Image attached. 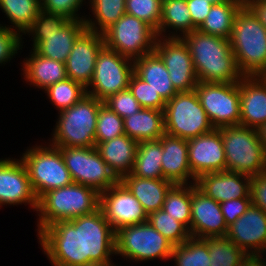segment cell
I'll return each mask as SVG.
<instances>
[{
	"instance_id": "cell-1",
	"label": "cell",
	"mask_w": 266,
	"mask_h": 266,
	"mask_svg": "<svg viewBox=\"0 0 266 266\" xmlns=\"http://www.w3.org/2000/svg\"><path fill=\"white\" fill-rule=\"evenodd\" d=\"M53 266H108L116 254V232L101 208L68 221L55 222L37 235Z\"/></svg>"
},
{
	"instance_id": "cell-2",
	"label": "cell",
	"mask_w": 266,
	"mask_h": 266,
	"mask_svg": "<svg viewBox=\"0 0 266 266\" xmlns=\"http://www.w3.org/2000/svg\"><path fill=\"white\" fill-rule=\"evenodd\" d=\"M180 38L189 49L199 82L236 83L243 77L229 39L198 30Z\"/></svg>"
},
{
	"instance_id": "cell-3",
	"label": "cell",
	"mask_w": 266,
	"mask_h": 266,
	"mask_svg": "<svg viewBox=\"0 0 266 266\" xmlns=\"http://www.w3.org/2000/svg\"><path fill=\"white\" fill-rule=\"evenodd\" d=\"M86 29L84 21L41 10L25 35H32V50L37 54L65 63L75 41Z\"/></svg>"
},
{
	"instance_id": "cell-4",
	"label": "cell",
	"mask_w": 266,
	"mask_h": 266,
	"mask_svg": "<svg viewBox=\"0 0 266 266\" xmlns=\"http://www.w3.org/2000/svg\"><path fill=\"white\" fill-rule=\"evenodd\" d=\"M100 208V193L89 186L72 183L46 192L38 200V233L55 222L68 221Z\"/></svg>"
},
{
	"instance_id": "cell-5",
	"label": "cell",
	"mask_w": 266,
	"mask_h": 266,
	"mask_svg": "<svg viewBox=\"0 0 266 266\" xmlns=\"http://www.w3.org/2000/svg\"><path fill=\"white\" fill-rule=\"evenodd\" d=\"M229 42L243 76L266 71V28L245 5L235 17Z\"/></svg>"
},
{
	"instance_id": "cell-6",
	"label": "cell",
	"mask_w": 266,
	"mask_h": 266,
	"mask_svg": "<svg viewBox=\"0 0 266 266\" xmlns=\"http://www.w3.org/2000/svg\"><path fill=\"white\" fill-rule=\"evenodd\" d=\"M102 103L103 101L86 94L72 107L59 112L49 144L55 147L96 146V123Z\"/></svg>"
},
{
	"instance_id": "cell-7",
	"label": "cell",
	"mask_w": 266,
	"mask_h": 266,
	"mask_svg": "<svg viewBox=\"0 0 266 266\" xmlns=\"http://www.w3.org/2000/svg\"><path fill=\"white\" fill-rule=\"evenodd\" d=\"M220 131L226 157V170L257 176L266 172V151L255 128L224 126Z\"/></svg>"
},
{
	"instance_id": "cell-8",
	"label": "cell",
	"mask_w": 266,
	"mask_h": 266,
	"mask_svg": "<svg viewBox=\"0 0 266 266\" xmlns=\"http://www.w3.org/2000/svg\"><path fill=\"white\" fill-rule=\"evenodd\" d=\"M214 129L195 90L177 92L166 102L164 108L166 134L189 140Z\"/></svg>"
},
{
	"instance_id": "cell-9",
	"label": "cell",
	"mask_w": 266,
	"mask_h": 266,
	"mask_svg": "<svg viewBox=\"0 0 266 266\" xmlns=\"http://www.w3.org/2000/svg\"><path fill=\"white\" fill-rule=\"evenodd\" d=\"M47 146L30 147L21 157L38 200L46 192L73 183L60 149L52 145Z\"/></svg>"
},
{
	"instance_id": "cell-10",
	"label": "cell",
	"mask_w": 266,
	"mask_h": 266,
	"mask_svg": "<svg viewBox=\"0 0 266 266\" xmlns=\"http://www.w3.org/2000/svg\"><path fill=\"white\" fill-rule=\"evenodd\" d=\"M116 254L124 259L148 261L171 259L173 245L149 222L124 226L116 231ZM126 257V258H125Z\"/></svg>"
},
{
	"instance_id": "cell-11",
	"label": "cell",
	"mask_w": 266,
	"mask_h": 266,
	"mask_svg": "<svg viewBox=\"0 0 266 266\" xmlns=\"http://www.w3.org/2000/svg\"><path fill=\"white\" fill-rule=\"evenodd\" d=\"M105 46L132 60L154 52L157 32L135 16L124 14L104 33Z\"/></svg>"
},
{
	"instance_id": "cell-12",
	"label": "cell",
	"mask_w": 266,
	"mask_h": 266,
	"mask_svg": "<svg viewBox=\"0 0 266 266\" xmlns=\"http://www.w3.org/2000/svg\"><path fill=\"white\" fill-rule=\"evenodd\" d=\"M57 148L74 183L89 186L101 193L119 181L101 158L96 146Z\"/></svg>"
},
{
	"instance_id": "cell-13",
	"label": "cell",
	"mask_w": 266,
	"mask_h": 266,
	"mask_svg": "<svg viewBox=\"0 0 266 266\" xmlns=\"http://www.w3.org/2000/svg\"><path fill=\"white\" fill-rule=\"evenodd\" d=\"M133 73L134 60L104 46L98 53L91 83L86 88L87 95L104 101L128 89Z\"/></svg>"
},
{
	"instance_id": "cell-14",
	"label": "cell",
	"mask_w": 266,
	"mask_h": 266,
	"mask_svg": "<svg viewBox=\"0 0 266 266\" xmlns=\"http://www.w3.org/2000/svg\"><path fill=\"white\" fill-rule=\"evenodd\" d=\"M195 92L214 128L240 125L239 82H198Z\"/></svg>"
},
{
	"instance_id": "cell-15",
	"label": "cell",
	"mask_w": 266,
	"mask_h": 266,
	"mask_svg": "<svg viewBox=\"0 0 266 266\" xmlns=\"http://www.w3.org/2000/svg\"><path fill=\"white\" fill-rule=\"evenodd\" d=\"M154 52L161 58L177 92L195 90L198 79L193 67L192 57L181 38H162L156 40Z\"/></svg>"
},
{
	"instance_id": "cell-16",
	"label": "cell",
	"mask_w": 266,
	"mask_h": 266,
	"mask_svg": "<svg viewBox=\"0 0 266 266\" xmlns=\"http://www.w3.org/2000/svg\"><path fill=\"white\" fill-rule=\"evenodd\" d=\"M100 208L115 232L124 226L148 220V214L138 199L120 180L100 193Z\"/></svg>"
},
{
	"instance_id": "cell-17",
	"label": "cell",
	"mask_w": 266,
	"mask_h": 266,
	"mask_svg": "<svg viewBox=\"0 0 266 266\" xmlns=\"http://www.w3.org/2000/svg\"><path fill=\"white\" fill-rule=\"evenodd\" d=\"M29 204L38 208V198L32 188L29 174L20 159H0V207L5 205Z\"/></svg>"
},
{
	"instance_id": "cell-18",
	"label": "cell",
	"mask_w": 266,
	"mask_h": 266,
	"mask_svg": "<svg viewBox=\"0 0 266 266\" xmlns=\"http://www.w3.org/2000/svg\"><path fill=\"white\" fill-rule=\"evenodd\" d=\"M227 230L220 203L192 184L190 236L203 239L224 237Z\"/></svg>"
},
{
	"instance_id": "cell-19",
	"label": "cell",
	"mask_w": 266,
	"mask_h": 266,
	"mask_svg": "<svg viewBox=\"0 0 266 266\" xmlns=\"http://www.w3.org/2000/svg\"><path fill=\"white\" fill-rule=\"evenodd\" d=\"M188 161L194 178L207 173L226 171V157L220 131L188 140Z\"/></svg>"
},
{
	"instance_id": "cell-20",
	"label": "cell",
	"mask_w": 266,
	"mask_h": 266,
	"mask_svg": "<svg viewBox=\"0 0 266 266\" xmlns=\"http://www.w3.org/2000/svg\"><path fill=\"white\" fill-rule=\"evenodd\" d=\"M247 255L266 253V213L259 207L250 205L226 233Z\"/></svg>"
},
{
	"instance_id": "cell-21",
	"label": "cell",
	"mask_w": 266,
	"mask_h": 266,
	"mask_svg": "<svg viewBox=\"0 0 266 266\" xmlns=\"http://www.w3.org/2000/svg\"><path fill=\"white\" fill-rule=\"evenodd\" d=\"M104 46L103 34L86 29L75 41L65 62L67 77L87 88L93 77L98 53Z\"/></svg>"
},
{
	"instance_id": "cell-22",
	"label": "cell",
	"mask_w": 266,
	"mask_h": 266,
	"mask_svg": "<svg viewBox=\"0 0 266 266\" xmlns=\"http://www.w3.org/2000/svg\"><path fill=\"white\" fill-rule=\"evenodd\" d=\"M196 186L208 197L222 203L251 198V176L233 171L207 173L196 179Z\"/></svg>"
},
{
	"instance_id": "cell-23",
	"label": "cell",
	"mask_w": 266,
	"mask_h": 266,
	"mask_svg": "<svg viewBox=\"0 0 266 266\" xmlns=\"http://www.w3.org/2000/svg\"><path fill=\"white\" fill-rule=\"evenodd\" d=\"M240 125L257 129L266 122V82L260 75L239 80Z\"/></svg>"
},
{
	"instance_id": "cell-24",
	"label": "cell",
	"mask_w": 266,
	"mask_h": 266,
	"mask_svg": "<svg viewBox=\"0 0 266 266\" xmlns=\"http://www.w3.org/2000/svg\"><path fill=\"white\" fill-rule=\"evenodd\" d=\"M162 155L163 179L173 185L196 183L188 161V140L165 133L162 136ZM190 178L193 181H188Z\"/></svg>"
},
{
	"instance_id": "cell-25",
	"label": "cell",
	"mask_w": 266,
	"mask_h": 266,
	"mask_svg": "<svg viewBox=\"0 0 266 266\" xmlns=\"http://www.w3.org/2000/svg\"><path fill=\"white\" fill-rule=\"evenodd\" d=\"M137 147L138 142L126 134L96 145L101 158L119 180L132 172Z\"/></svg>"
},
{
	"instance_id": "cell-26",
	"label": "cell",
	"mask_w": 266,
	"mask_h": 266,
	"mask_svg": "<svg viewBox=\"0 0 266 266\" xmlns=\"http://www.w3.org/2000/svg\"><path fill=\"white\" fill-rule=\"evenodd\" d=\"M23 60L24 79L29 85L46 90L49 86L67 78L65 63L37 54L34 50ZM25 74V75H24Z\"/></svg>"
},
{
	"instance_id": "cell-27",
	"label": "cell",
	"mask_w": 266,
	"mask_h": 266,
	"mask_svg": "<svg viewBox=\"0 0 266 266\" xmlns=\"http://www.w3.org/2000/svg\"><path fill=\"white\" fill-rule=\"evenodd\" d=\"M120 181L138 199L147 214L163 208L166 193L173 185L165 179H147L131 173L123 176Z\"/></svg>"
},
{
	"instance_id": "cell-28",
	"label": "cell",
	"mask_w": 266,
	"mask_h": 266,
	"mask_svg": "<svg viewBox=\"0 0 266 266\" xmlns=\"http://www.w3.org/2000/svg\"><path fill=\"white\" fill-rule=\"evenodd\" d=\"M134 73L147 82L155 92H158L165 102L177 93L172 85L168 70L155 52L135 59Z\"/></svg>"
},
{
	"instance_id": "cell-29",
	"label": "cell",
	"mask_w": 266,
	"mask_h": 266,
	"mask_svg": "<svg viewBox=\"0 0 266 266\" xmlns=\"http://www.w3.org/2000/svg\"><path fill=\"white\" fill-rule=\"evenodd\" d=\"M124 132L138 143L158 140L164 134V111L141 108L140 111L123 119Z\"/></svg>"
},
{
	"instance_id": "cell-30",
	"label": "cell",
	"mask_w": 266,
	"mask_h": 266,
	"mask_svg": "<svg viewBox=\"0 0 266 266\" xmlns=\"http://www.w3.org/2000/svg\"><path fill=\"white\" fill-rule=\"evenodd\" d=\"M244 6V0H229L213 4L207 17L197 29L204 34L229 39L237 13Z\"/></svg>"
},
{
	"instance_id": "cell-31",
	"label": "cell",
	"mask_w": 266,
	"mask_h": 266,
	"mask_svg": "<svg viewBox=\"0 0 266 266\" xmlns=\"http://www.w3.org/2000/svg\"><path fill=\"white\" fill-rule=\"evenodd\" d=\"M175 30L171 36H165L166 30ZM178 31V32H177ZM193 31V22L186 0H163L162 15L159 24V37L180 38ZM182 34H180V33ZM164 33V34H163ZM179 33V35H178Z\"/></svg>"
},
{
	"instance_id": "cell-32",
	"label": "cell",
	"mask_w": 266,
	"mask_h": 266,
	"mask_svg": "<svg viewBox=\"0 0 266 266\" xmlns=\"http://www.w3.org/2000/svg\"><path fill=\"white\" fill-rule=\"evenodd\" d=\"M162 156V137L139 142L131 174L147 179H163Z\"/></svg>"
},
{
	"instance_id": "cell-33",
	"label": "cell",
	"mask_w": 266,
	"mask_h": 266,
	"mask_svg": "<svg viewBox=\"0 0 266 266\" xmlns=\"http://www.w3.org/2000/svg\"><path fill=\"white\" fill-rule=\"evenodd\" d=\"M0 8L19 34H25L42 10L41 0H0Z\"/></svg>"
},
{
	"instance_id": "cell-34",
	"label": "cell",
	"mask_w": 266,
	"mask_h": 266,
	"mask_svg": "<svg viewBox=\"0 0 266 266\" xmlns=\"http://www.w3.org/2000/svg\"><path fill=\"white\" fill-rule=\"evenodd\" d=\"M89 4L95 20L84 17V22L87 30L96 33L103 34L126 13L125 0H90Z\"/></svg>"
},
{
	"instance_id": "cell-35",
	"label": "cell",
	"mask_w": 266,
	"mask_h": 266,
	"mask_svg": "<svg viewBox=\"0 0 266 266\" xmlns=\"http://www.w3.org/2000/svg\"><path fill=\"white\" fill-rule=\"evenodd\" d=\"M192 184H175L166 193L163 210L182 223L190 233Z\"/></svg>"
},
{
	"instance_id": "cell-36",
	"label": "cell",
	"mask_w": 266,
	"mask_h": 266,
	"mask_svg": "<svg viewBox=\"0 0 266 266\" xmlns=\"http://www.w3.org/2000/svg\"><path fill=\"white\" fill-rule=\"evenodd\" d=\"M171 259H174L175 266H210L208 244L203 238L190 237L173 246Z\"/></svg>"
},
{
	"instance_id": "cell-37",
	"label": "cell",
	"mask_w": 266,
	"mask_h": 266,
	"mask_svg": "<svg viewBox=\"0 0 266 266\" xmlns=\"http://www.w3.org/2000/svg\"><path fill=\"white\" fill-rule=\"evenodd\" d=\"M208 244L210 266H240L247 254L228 237L204 239Z\"/></svg>"
},
{
	"instance_id": "cell-38",
	"label": "cell",
	"mask_w": 266,
	"mask_h": 266,
	"mask_svg": "<svg viewBox=\"0 0 266 266\" xmlns=\"http://www.w3.org/2000/svg\"><path fill=\"white\" fill-rule=\"evenodd\" d=\"M45 93L59 112L72 107L87 94L86 88L81 83L68 77L49 86Z\"/></svg>"
},
{
	"instance_id": "cell-39",
	"label": "cell",
	"mask_w": 266,
	"mask_h": 266,
	"mask_svg": "<svg viewBox=\"0 0 266 266\" xmlns=\"http://www.w3.org/2000/svg\"><path fill=\"white\" fill-rule=\"evenodd\" d=\"M149 222L161 233L173 246L180 245L191 236L189 230L179 221L175 220L165 210L160 209L148 214Z\"/></svg>"
},
{
	"instance_id": "cell-40",
	"label": "cell",
	"mask_w": 266,
	"mask_h": 266,
	"mask_svg": "<svg viewBox=\"0 0 266 266\" xmlns=\"http://www.w3.org/2000/svg\"><path fill=\"white\" fill-rule=\"evenodd\" d=\"M123 134H125L123 118L102 103L98 111L96 123V145Z\"/></svg>"
},
{
	"instance_id": "cell-41",
	"label": "cell",
	"mask_w": 266,
	"mask_h": 266,
	"mask_svg": "<svg viewBox=\"0 0 266 266\" xmlns=\"http://www.w3.org/2000/svg\"><path fill=\"white\" fill-rule=\"evenodd\" d=\"M162 1L163 0H125L126 14L143 20L155 29L159 36Z\"/></svg>"
},
{
	"instance_id": "cell-42",
	"label": "cell",
	"mask_w": 266,
	"mask_h": 266,
	"mask_svg": "<svg viewBox=\"0 0 266 266\" xmlns=\"http://www.w3.org/2000/svg\"><path fill=\"white\" fill-rule=\"evenodd\" d=\"M128 89L142 108L164 111L166 102L158 92H155L147 82L139 78L135 73L131 76Z\"/></svg>"
},
{
	"instance_id": "cell-43",
	"label": "cell",
	"mask_w": 266,
	"mask_h": 266,
	"mask_svg": "<svg viewBox=\"0 0 266 266\" xmlns=\"http://www.w3.org/2000/svg\"><path fill=\"white\" fill-rule=\"evenodd\" d=\"M103 103L123 119L142 108L129 89L109 96Z\"/></svg>"
},
{
	"instance_id": "cell-44",
	"label": "cell",
	"mask_w": 266,
	"mask_h": 266,
	"mask_svg": "<svg viewBox=\"0 0 266 266\" xmlns=\"http://www.w3.org/2000/svg\"><path fill=\"white\" fill-rule=\"evenodd\" d=\"M22 35L0 24V64H6L12 60L18 50H22Z\"/></svg>"
},
{
	"instance_id": "cell-45",
	"label": "cell",
	"mask_w": 266,
	"mask_h": 266,
	"mask_svg": "<svg viewBox=\"0 0 266 266\" xmlns=\"http://www.w3.org/2000/svg\"><path fill=\"white\" fill-rule=\"evenodd\" d=\"M84 0H41V8L43 11L59 14L70 20L84 21V16L80 17L78 11L83 5Z\"/></svg>"
},
{
	"instance_id": "cell-46",
	"label": "cell",
	"mask_w": 266,
	"mask_h": 266,
	"mask_svg": "<svg viewBox=\"0 0 266 266\" xmlns=\"http://www.w3.org/2000/svg\"><path fill=\"white\" fill-rule=\"evenodd\" d=\"M251 204V198L231 199L220 203L227 227L244 214Z\"/></svg>"
},
{
	"instance_id": "cell-47",
	"label": "cell",
	"mask_w": 266,
	"mask_h": 266,
	"mask_svg": "<svg viewBox=\"0 0 266 266\" xmlns=\"http://www.w3.org/2000/svg\"><path fill=\"white\" fill-rule=\"evenodd\" d=\"M251 202L266 213V172L251 177Z\"/></svg>"
},
{
	"instance_id": "cell-48",
	"label": "cell",
	"mask_w": 266,
	"mask_h": 266,
	"mask_svg": "<svg viewBox=\"0 0 266 266\" xmlns=\"http://www.w3.org/2000/svg\"><path fill=\"white\" fill-rule=\"evenodd\" d=\"M186 2L192 17L194 31L201 26L213 4L204 0H186Z\"/></svg>"
},
{
	"instance_id": "cell-49",
	"label": "cell",
	"mask_w": 266,
	"mask_h": 266,
	"mask_svg": "<svg viewBox=\"0 0 266 266\" xmlns=\"http://www.w3.org/2000/svg\"><path fill=\"white\" fill-rule=\"evenodd\" d=\"M244 5L256 16L259 22L266 28V1L244 0Z\"/></svg>"
},
{
	"instance_id": "cell-50",
	"label": "cell",
	"mask_w": 266,
	"mask_h": 266,
	"mask_svg": "<svg viewBox=\"0 0 266 266\" xmlns=\"http://www.w3.org/2000/svg\"><path fill=\"white\" fill-rule=\"evenodd\" d=\"M260 255H247L240 266H266V260Z\"/></svg>"
},
{
	"instance_id": "cell-51",
	"label": "cell",
	"mask_w": 266,
	"mask_h": 266,
	"mask_svg": "<svg viewBox=\"0 0 266 266\" xmlns=\"http://www.w3.org/2000/svg\"><path fill=\"white\" fill-rule=\"evenodd\" d=\"M257 134L263 149L266 151V122L260 125L257 129Z\"/></svg>"
},
{
	"instance_id": "cell-52",
	"label": "cell",
	"mask_w": 266,
	"mask_h": 266,
	"mask_svg": "<svg viewBox=\"0 0 266 266\" xmlns=\"http://www.w3.org/2000/svg\"><path fill=\"white\" fill-rule=\"evenodd\" d=\"M204 1H209L212 4H220V3H223V2H227L229 0H204Z\"/></svg>"
},
{
	"instance_id": "cell-53",
	"label": "cell",
	"mask_w": 266,
	"mask_h": 266,
	"mask_svg": "<svg viewBox=\"0 0 266 266\" xmlns=\"http://www.w3.org/2000/svg\"><path fill=\"white\" fill-rule=\"evenodd\" d=\"M263 80L266 82V71H264L261 75H260Z\"/></svg>"
},
{
	"instance_id": "cell-54",
	"label": "cell",
	"mask_w": 266,
	"mask_h": 266,
	"mask_svg": "<svg viewBox=\"0 0 266 266\" xmlns=\"http://www.w3.org/2000/svg\"><path fill=\"white\" fill-rule=\"evenodd\" d=\"M108 266H116V265H114V263L112 264V263H110Z\"/></svg>"
}]
</instances>
